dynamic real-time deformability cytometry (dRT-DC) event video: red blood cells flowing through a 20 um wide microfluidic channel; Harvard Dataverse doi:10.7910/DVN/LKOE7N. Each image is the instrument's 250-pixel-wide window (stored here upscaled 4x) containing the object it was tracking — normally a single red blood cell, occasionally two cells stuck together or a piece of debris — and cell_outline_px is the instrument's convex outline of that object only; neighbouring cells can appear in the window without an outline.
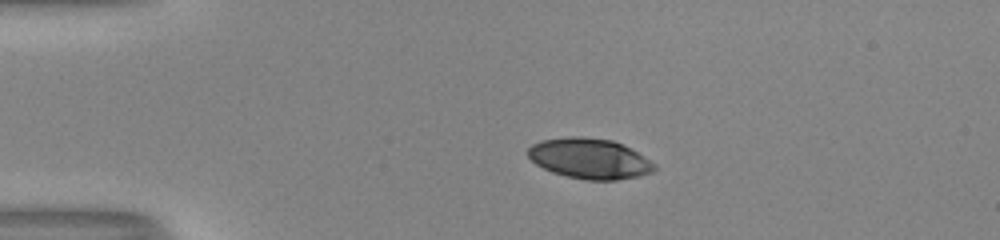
{"species": "human", "species_latin": "Homo sapiens", "temperature_condition": "room temperature", "stored_images_in_passage": 41, "camera_frame_rate_fps": 3000, "um_per_image_px": 0.085, "donor": {"sex": "male"}, "frame": {"image": 1, "passage_image": 1, "time_ms": 0.0, "image_size_px": [1000, 240], "cell_outline_px": [[656, 172], [616, 180], [588, 180], [568, 176], [552, 172], [536, 164], [528, 156], [528, 148], [532, 144], [540, 140], [572, 136], [580, 136], [612, 140], [624, 144], [644, 156], [656, 164]], "centroid_in_image_um": [50.14, 13.47], "position_along_channel_um": 34.9, "area_um2": 29.82}}
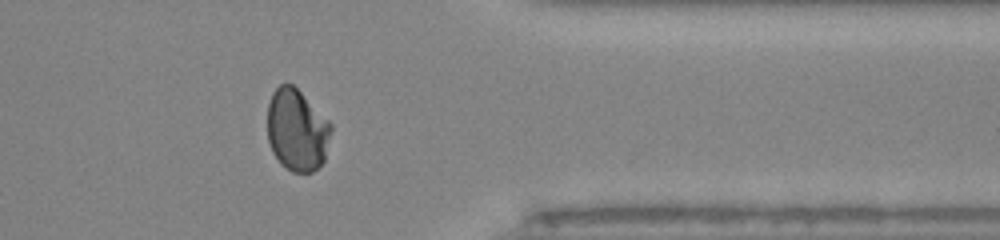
{"frame": {"image": 2, "passage_image": 32, "time_ms": 10.333, "image_size_px": [1000, 240], "cell_outline_px": [[332, 132], [324, 160], [312, 172], [292, 172], [280, 164], [272, 152], [268, 140], [268, 104], [272, 92], [280, 84], [292, 84], [332, 124]], "centroid_in_image_um": [25.23, 11.07], "position_along_channel_um": 386.2, "area_um2": 30.35}}
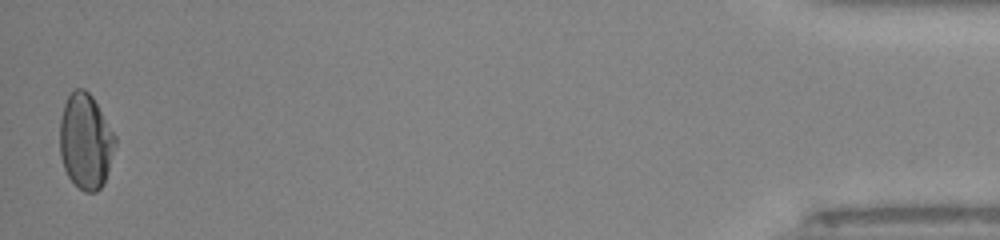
{"frame": {"image": 3, "passage_image": 41, "time_ms": 13.333, "image_size_px": [1000, 240], "cell_outline_px": [[116, 144], [108, 172], [104, 184], [96, 192], [84, 192], [68, 176], [64, 168], [60, 156], [60, 120], [64, 104], [68, 96], [76, 88], [84, 88], [92, 96], [116, 136]], "centroid_in_image_um": [7.28, 12.02], "position_along_channel_um": 427.9, "area_um2": 30.75}, "authors_computed_cell_mechanics": {"area_um2": 30.634, "velocity_mm_per_s": 4.028, "shape_relaxation_time_tau1_ms": 10.0024, "shape_relaxation_time_tau2_ms": 1.6936, "deformation_change_tau1": 0.2583, "deformation_change_tau2": 0.0365}}